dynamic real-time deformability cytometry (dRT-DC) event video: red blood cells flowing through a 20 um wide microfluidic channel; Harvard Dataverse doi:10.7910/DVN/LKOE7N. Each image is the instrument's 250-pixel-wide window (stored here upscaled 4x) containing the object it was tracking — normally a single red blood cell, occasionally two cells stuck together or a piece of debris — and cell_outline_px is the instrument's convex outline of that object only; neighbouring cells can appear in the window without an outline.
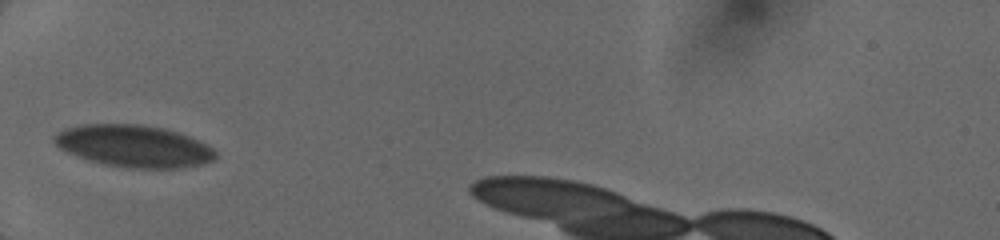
{"species": "human", "species_latin": "Homo sapiens", "temperature_condition": "cold", "stored_images_in_passage": 22, "camera_frame_rate_fps": 3000, "um_per_image_px": 0.085, "donor": {"sex": "female"}, "frame": {"image": 1, "passage_image": 1, "time_ms": 0.0, "image_size_px": [1000, 240], "cell_outline_px": [[216, 156], [212, 160], [200, 164], [180, 168], [128, 168], [104, 164], [88, 160], [68, 152], [60, 148], [52, 140], [52, 136], [56, 132], [64, 128], [80, 124], [140, 124], [164, 128], [188, 136], [212, 148], [216, 152]], "centroid_in_image_um": [11.31, 12.41], "position_along_channel_um": 73.7, "area_um2": 39.36}}
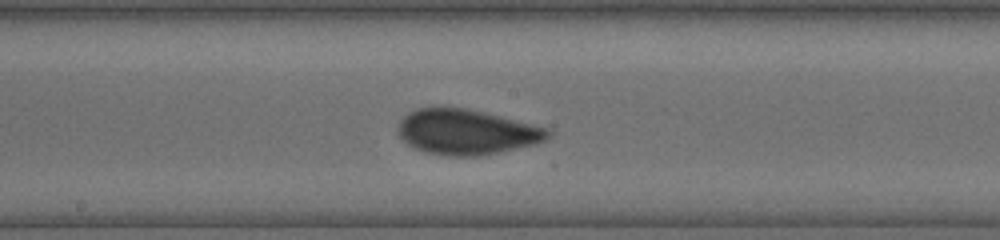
{"frame": {"image": 2, "passage_image": 8, "time_ms": 3.333, "image_size_px": [1000, 240], "cell_outline_px": [[552, 132], [544, 140], [536, 144], [476, 156], [452, 156], [428, 152], [416, 148], [408, 144], [400, 136], [396, 128], [400, 120], [408, 112], [416, 108], [464, 108], [484, 112], [548, 128]], "centroid_in_image_um": [39.63, 11.21], "position_along_channel_um": 208.6, "area_um2": 38.96}}
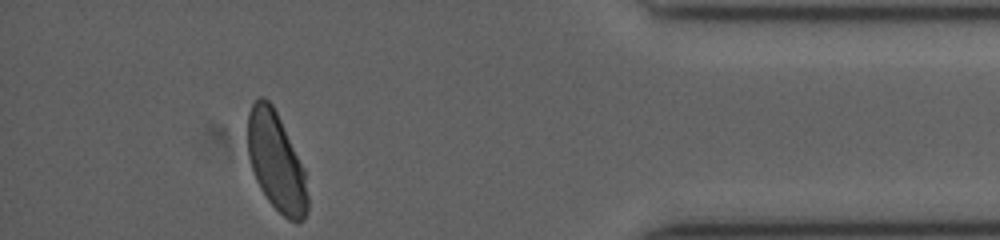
{"frame": {"image": 3, "passage_image": 21, "time_ms": 9.0, "image_size_px": [1000, 240], "cell_outline_px": [[308, 212], [304, 220], [296, 224], [288, 220], [268, 200], [260, 188], [256, 180], [248, 156], [248, 112], [252, 104], [260, 96], [264, 96], [272, 104], [304, 168], [308, 196]], "centroid_in_image_um": [23.49, 13.79], "position_along_channel_um": 411.7, "area_um2": 34.33}}